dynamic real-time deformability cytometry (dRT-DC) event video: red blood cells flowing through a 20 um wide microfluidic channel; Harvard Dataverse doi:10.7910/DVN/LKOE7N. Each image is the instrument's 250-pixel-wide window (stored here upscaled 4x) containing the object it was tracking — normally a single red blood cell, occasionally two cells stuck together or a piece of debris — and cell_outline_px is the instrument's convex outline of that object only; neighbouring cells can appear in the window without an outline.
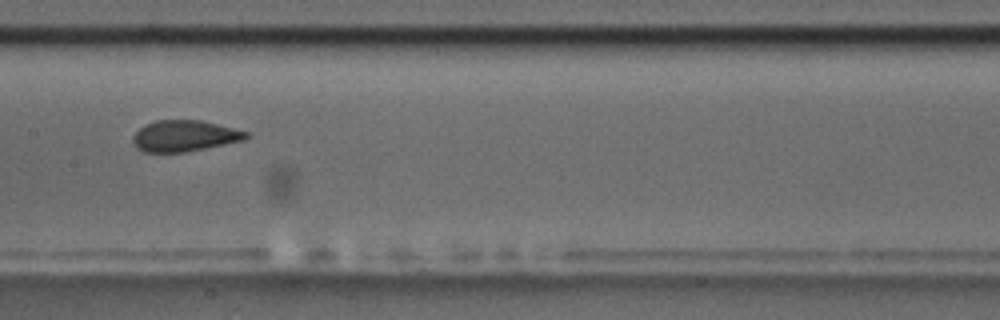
{"species": "common noctule bat (a hibernating species)", "species_latin": "Nyctalus noctula", "temperature_condition": "room temperature", "stored_images_in_passage": 4, "camera_frame_rate_fps": 3000, "um_per_image_px": 0.085, "animal": {"sex": "male", "body_mass_g": 17.5, "forearm_length_mm": 52.3}, "frame": {"image": 1, "passage_image": 4, "time_ms": 1.0, "image_size_px": [1000, 320], "cell_outline_px": [[248, 136], [244, 140], [184, 152], [144, 152], [136, 148], [132, 140], [132, 136], [144, 124], [156, 120], [200, 120], [248, 132]], "centroid_in_image_um": [15.62, 11.55], "position_along_channel_um": 191.8, "area_um2": 20.35}}